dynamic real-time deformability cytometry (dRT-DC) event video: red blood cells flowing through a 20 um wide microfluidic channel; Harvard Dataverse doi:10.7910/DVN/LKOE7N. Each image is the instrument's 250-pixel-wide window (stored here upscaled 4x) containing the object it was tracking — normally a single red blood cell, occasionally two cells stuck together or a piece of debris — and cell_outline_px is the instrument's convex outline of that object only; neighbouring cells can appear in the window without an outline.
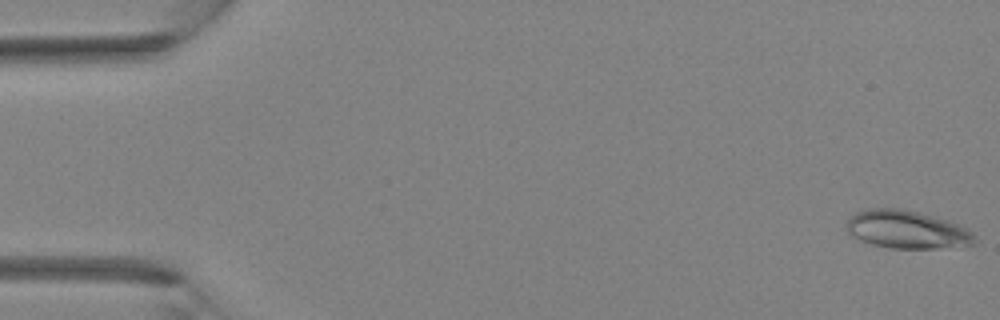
{"species": "Egyptian fruit bat (a non-hibernating species)", "species_latin": "Rousettus aegyptiacus", "temperature_condition": "room temperature", "stored_images_in_passage": 38, "camera_frame_rate_fps": 3000, "um_per_image_px": 0.085, "animal": {"sex": "female"}, "frame": {"image": 1, "passage_image": 1, "time_ms": 0.0, "image_size_px": [1000, 320], "cell_outline_px": [[976, 244], [936, 248], [888, 248], [872, 244], [860, 240], [852, 236], [848, 232], [848, 220], [856, 212], [864, 208], [904, 208], [920, 212], [948, 220], [960, 224], [968, 228], [976, 236]], "centroid_in_image_um": [77.12, 19.5], "position_along_channel_um": 7.9, "area_um2": 28.61}}
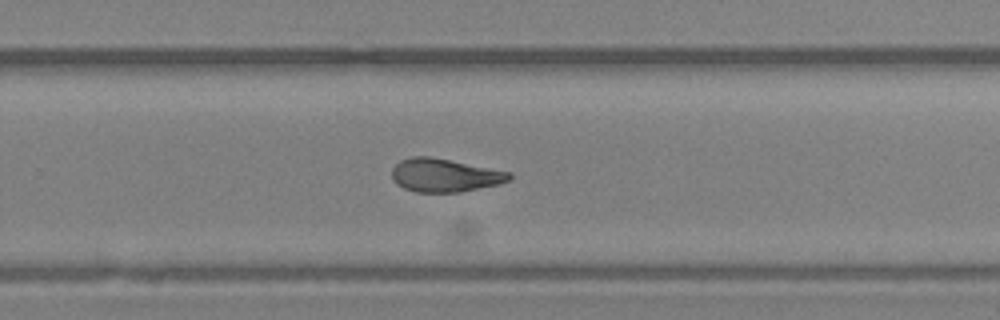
{"frame": {"image": 2, "passage_image": 25, "time_ms": 8.0, "image_size_px": [1000, 320], "cell_outline_px": [[512, 180], [500, 184], [460, 192], [416, 192], [404, 188], [396, 184], [392, 180], [392, 168], [400, 160], [412, 156], [428, 156], [512, 172]], "centroid_in_image_um": [37.81, 14.9], "position_along_channel_um": 292.0, "area_um2": 22.89}}
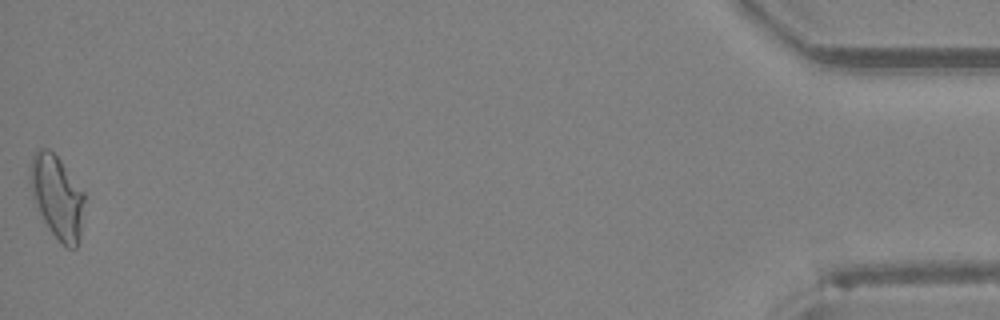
{"frame": {"image": 3, "passage_image": 38, "time_ms": 12.333, "image_size_px": [1000, 320], "cell_outline_px": [[84, 200], [80, 236], [76, 248], [68, 248], [48, 228], [40, 212], [32, 188], [32, 156], [36, 148], [48, 148], [60, 160], [84, 192]], "centroid_in_image_um": [4.9, 16.73], "position_along_channel_um": 430.3, "area_um2": 25.2}}